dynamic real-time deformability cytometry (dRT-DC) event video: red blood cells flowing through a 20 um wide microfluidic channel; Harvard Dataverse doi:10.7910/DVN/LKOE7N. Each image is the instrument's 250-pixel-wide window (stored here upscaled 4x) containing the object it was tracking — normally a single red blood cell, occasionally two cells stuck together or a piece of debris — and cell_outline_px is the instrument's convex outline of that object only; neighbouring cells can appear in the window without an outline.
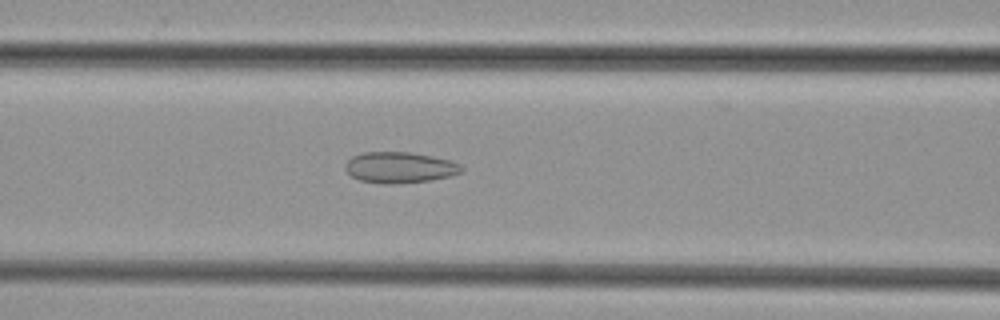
{"species": "common noctule bat (a hibernating species)", "species_latin": "Nyctalus noctula", "temperature_condition": "cold", "stored_images_in_passage": 41, "camera_frame_rate_fps": 3000, "um_per_image_px": 0.085, "animal": {"sex": "female", "body_mass_g": 29.2, "forearm_length_mm": 56.3}, "frame": {"image": 1, "passage_image": 13, "time_ms": 4.0, "image_size_px": [1000, 320], "cell_outline_px": [[464, 168], [460, 172], [448, 176], [428, 180], [396, 184], [380, 184], [360, 180], [352, 176], [344, 168], [344, 164], [352, 156], [364, 152], [412, 152], [432, 156], [448, 160], [460, 164]], "centroid_in_image_um": [33.93, 14.23], "position_along_channel_um": 132.7, "area_um2": 20.92}}
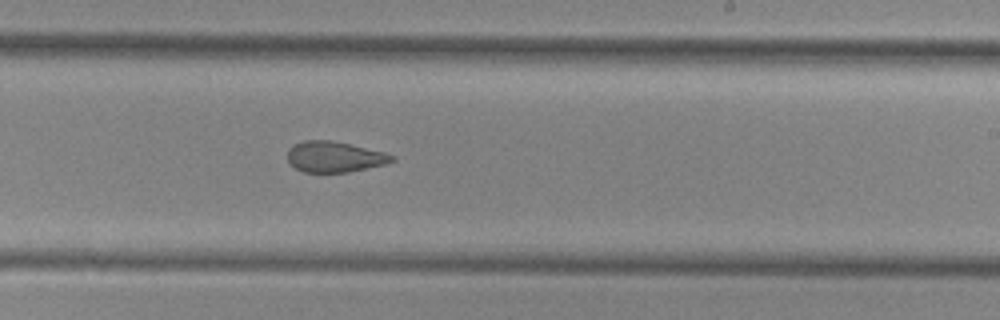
{"frame": {"image": 2, "passage_image": 22, "time_ms": 7.0, "image_size_px": [1000, 320], "cell_outline_px": [[396, 160], [384, 164], [348, 172], [304, 172], [288, 164], [288, 148], [292, 144], [304, 140], [332, 140], [384, 152], [396, 156]], "centroid_in_image_um": [28.4, 13.32], "position_along_channel_um": 260.6, "area_um2": 18.79}}
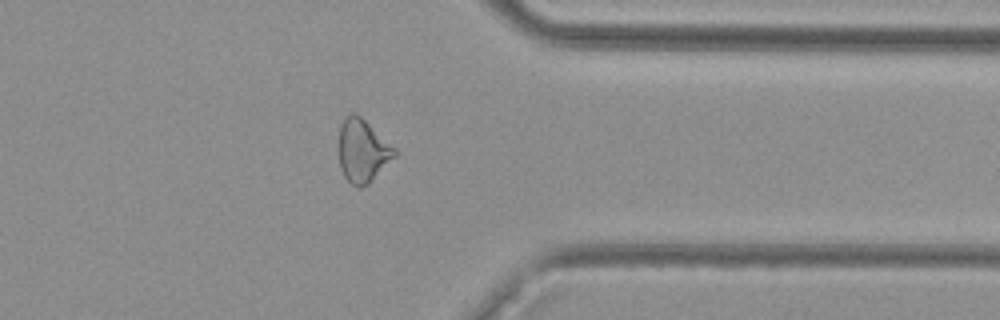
{"frame": {"image": 3, "passage_image": 31, "time_ms": 10.0, "image_size_px": [1000, 320], "cell_outline_px": [[396, 156], [368, 184], [360, 188], [352, 184], [344, 176], [340, 168], [340, 124], [352, 112], [356, 112], [396, 148]], "centroid_in_image_um": [30.84, 12.82], "position_along_channel_um": 380.6, "area_um2": 20.23}}